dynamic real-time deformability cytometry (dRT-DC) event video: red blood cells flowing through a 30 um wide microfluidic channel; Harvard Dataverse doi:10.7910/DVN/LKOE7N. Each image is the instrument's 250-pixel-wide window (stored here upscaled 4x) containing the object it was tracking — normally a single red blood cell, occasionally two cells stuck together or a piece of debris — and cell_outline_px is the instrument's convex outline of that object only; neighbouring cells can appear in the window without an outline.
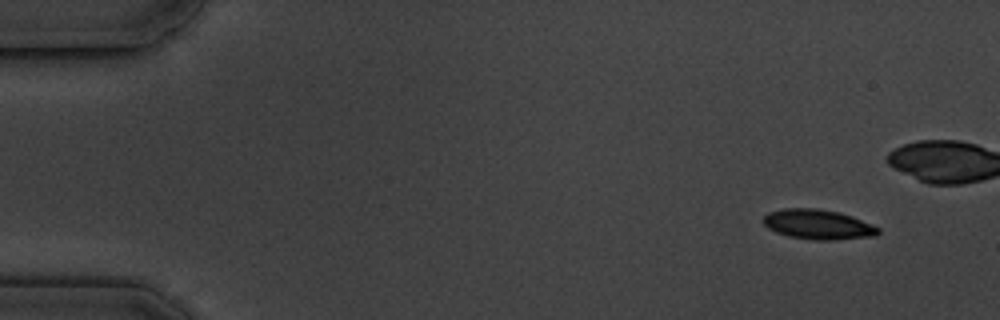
{"species": "common noctule bat (a hibernating species)", "species_latin": "Nyctalus noctula", "temperature_condition": "cold", "stored_images_in_passage": 16, "camera_frame_rate_fps": 3000, "um_per_image_px": 0.085, "animal": {"sex": "male", "body_mass_g": 19.5, "forearm_length_mm": 54.6}, "frame": {"image": 1, "passage_image": 1, "time_ms": 0.0, "image_size_px": [1000, 320], "cell_outline_px": [[880, 232], [876, 236], [836, 240], [812, 240], [788, 236], [776, 232], [768, 228], [760, 220], [768, 212], [784, 208], [816, 208], [840, 212], [852, 216], [880, 228]], "centroid_in_image_um": [69.52, 19.08], "position_along_channel_um": 15.5, "area_um2": 20.23}}
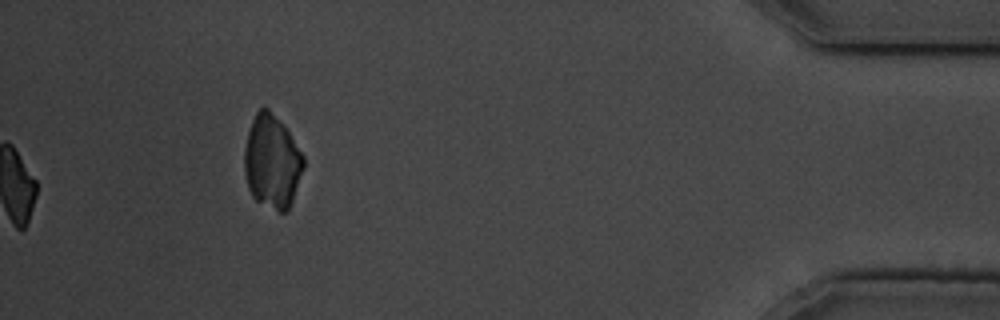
{"frame": {"image": 2, "passage_image": 16, "time_ms": 18.0, "image_size_px": [1000, 320], "cell_outline_px": [[304, 168], [288, 212], [280, 212], [256, 200], [252, 196], [248, 188], [244, 172], [244, 148], [248, 132], [252, 120], [256, 112], [260, 108], [268, 108], [288, 132], [304, 156]], "centroid_in_image_um": [23.11, 13.77], "position_along_channel_um": 412.1, "area_um2": 31.96}}